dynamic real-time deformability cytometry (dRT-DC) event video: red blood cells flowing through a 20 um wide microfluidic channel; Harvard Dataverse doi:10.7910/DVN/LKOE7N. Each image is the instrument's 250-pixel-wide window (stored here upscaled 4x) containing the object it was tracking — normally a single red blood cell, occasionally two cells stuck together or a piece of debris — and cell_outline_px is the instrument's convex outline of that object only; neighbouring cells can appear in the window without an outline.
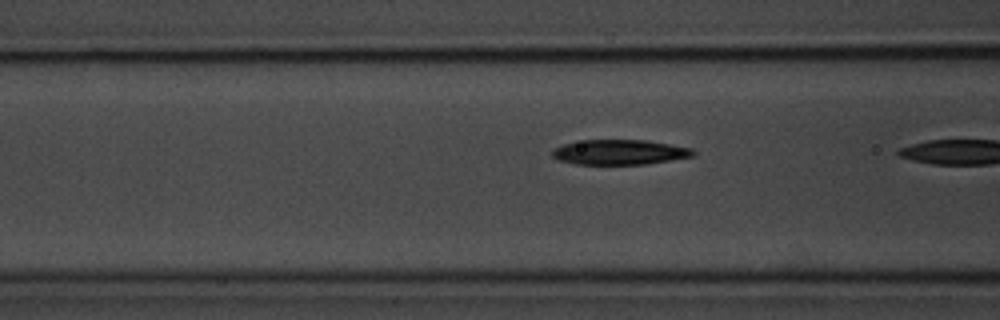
{"species": "common noctule bat (a hibernating species)", "species_latin": "Nyctalus noctula", "temperature_condition": "room temperature", "stored_images_in_passage": 17, "camera_frame_rate_fps": 3000, "um_per_image_px": 0.085, "animal": {"sex": "male", "body_mass_g": 20.1, "forearm_length_mm": 53.5}, "frame": {"image": 1, "passage_image": 16, "time_ms": 5.0, "image_size_px": [1000, 320], "cell_outline_px": [[696, 152], [692, 156], [644, 164], [576, 164], [560, 160], [552, 156], [552, 152], [556, 148], [564, 144], [584, 140], [644, 140], [692, 148]], "centroid_in_image_um": [52.66, 12.93], "position_along_channel_um": 113.9, "area_um2": 20.11}}